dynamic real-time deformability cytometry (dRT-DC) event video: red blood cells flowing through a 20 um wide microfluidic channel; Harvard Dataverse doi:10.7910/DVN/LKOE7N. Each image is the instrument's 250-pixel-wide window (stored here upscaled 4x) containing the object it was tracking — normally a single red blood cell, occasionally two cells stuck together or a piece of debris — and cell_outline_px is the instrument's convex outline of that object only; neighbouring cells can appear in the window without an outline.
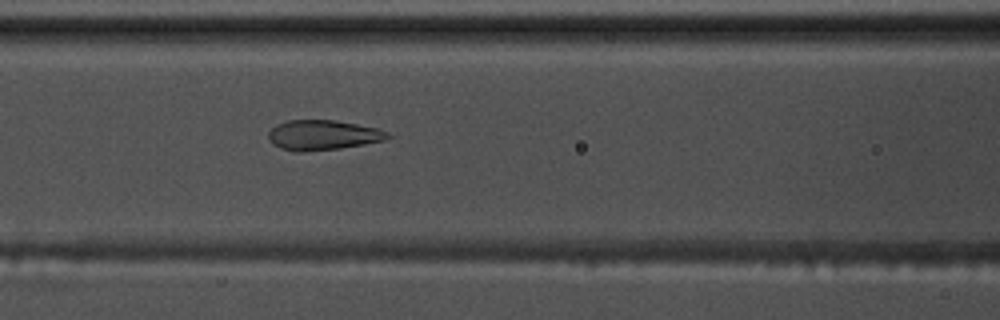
{"species": "common noctule bat (a hibernating species)", "species_latin": "Nyctalus noctula", "temperature_condition": "warm", "stored_images_in_passage": 58, "camera_frame_rate_fps": 3000, "um_per_image_px": 0.085, "animal": {"sex": "male", "body_mass_g": 17.5, "forearm_length_mm": 52.3}, "frame": {"image": 1, "passage_image": 25, "time_ms": 8.0, "image_size_px": [1000, 320], "cell_outline_px": [[392, 136], [384, 140], [364, 144], [340, 148], [304, 152], [296, 152], [280, 148], [272, 144], [268, 136], [268, 132], [276, 124], [288, 120], [336, 120], [376, 128], [388, 132]], "centroid_in_image_um": [27.41, 11.48], "position_along_channel_um": 139.2, "area_um2": 20.87}}
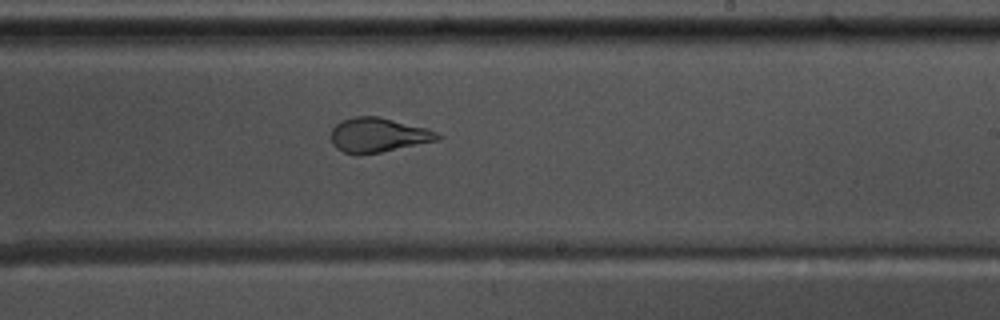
{"frame": {"image": 2, "passage_image": 35, "time_ms": 11.333, "image_size_px": [1000, 320], "cell_outline_px": [[444, 136], [440, 140], [380, 152], [356, 156], [344, 152], [336, 148], [332, 144], [328, 136], [332, 128], [336, 124], [344, 120], [356, 116], [376, 116], [424, 128], [436, 132]], "centroid_in_image_um": [32.09, 11.5], "position_along_channel_um": 256.9, "area_um2": 21.44}}
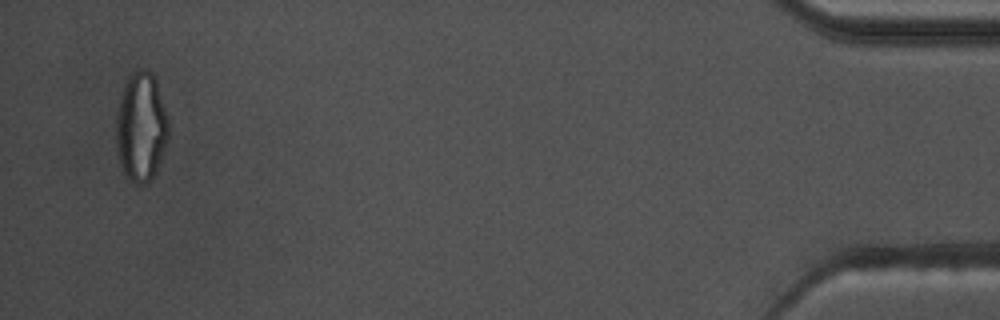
{"frame": {"image": 3, "passage_image": 56, "time_ms": 18.333, "image_size_px": [1000, 320], "cell_outline_px": [[168, 140], [164, 152], [156, 172], [152, 180], [144, 184], [136, 184], [124, 172], [120, 164], [116, 148], [116, 120], [120, 96], [124, 84], [128, 76], [132, 72], [140, 68], [144, 68], [152, 72], [156, 80], [168, 120]], "centroid_in_image_um": [11.99, 10.79], "position_along_channel_um": 423.2, "area_um2": 33.52}}